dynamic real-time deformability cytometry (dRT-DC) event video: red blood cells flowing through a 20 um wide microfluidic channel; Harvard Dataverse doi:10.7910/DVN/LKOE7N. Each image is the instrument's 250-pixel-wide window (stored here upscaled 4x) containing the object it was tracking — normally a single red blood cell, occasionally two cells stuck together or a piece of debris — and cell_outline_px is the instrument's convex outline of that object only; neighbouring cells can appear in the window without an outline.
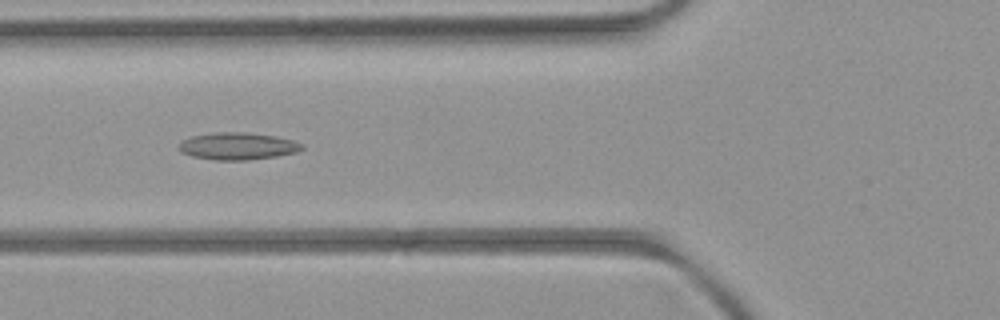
{"species": "common noctule bat (a hibernating species)", "species_latin": "Nyctalus noctula", "temperature_condition": "room temperature", "stored_images_in_passage": 6, "camera_frame_rate_fps": 3000, "um_per_image_px": 0.085, "animal": {"sex": "female", "body_mass_g": 21.9}, "frame": {"image": 1, "passage_image": 6, "time_ms": 5.667, "image_size_px": [1000, 320], "cell_outline_px": [[304, 148], [296, 152], [276, 156], [248, 160], [216, 160], [192, 156], [180, 152], [176, 148], [184, 140], [192, 136], [216, 132], [244, 132], [276, 136], [292, 140], [304, 144]], "centroid_in_image_um": [20.2, 12.42], "position_along_channel_um": 105.6, "area_um2": 19.48}}